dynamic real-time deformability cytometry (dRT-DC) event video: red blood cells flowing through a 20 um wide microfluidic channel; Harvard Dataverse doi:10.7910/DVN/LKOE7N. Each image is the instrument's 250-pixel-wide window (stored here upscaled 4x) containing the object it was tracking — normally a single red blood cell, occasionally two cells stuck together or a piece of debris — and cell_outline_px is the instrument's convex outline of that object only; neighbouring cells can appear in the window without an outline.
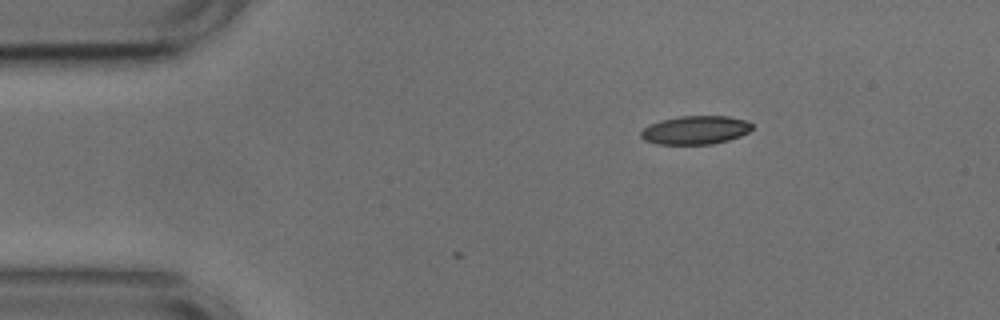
{"species": "common noctule bat (a hibernating species)", "species_latin": "Nyctalus noctula", "temperature_condition": "cold", "stored_images_in_passage": 3, "camera_frame_rate_fps": 3000, "um_per_image_px": 0.085, "animal": {"sex": "male", "body_mass_g": 17.9, "forearm_length_mm": 54.2}, "frame": {"image": 1, "passage_image": 1, "time_ms": 0.0, "image_size_px": [1000, 320], "cell_outline_px": [[752, 128], [748, 132], [740, 136], [728, 140], [712, 144], [656, 144], [644, 140], [640, 136], [640, 132], [648, 124], [660, 120], [680, 116], [728, 116], [748, 120], [752, 124]], "centroid_in_image_um": [59.1, 11.05], "position_along_channel_um": 25.9, "area_um2": 18.61}}